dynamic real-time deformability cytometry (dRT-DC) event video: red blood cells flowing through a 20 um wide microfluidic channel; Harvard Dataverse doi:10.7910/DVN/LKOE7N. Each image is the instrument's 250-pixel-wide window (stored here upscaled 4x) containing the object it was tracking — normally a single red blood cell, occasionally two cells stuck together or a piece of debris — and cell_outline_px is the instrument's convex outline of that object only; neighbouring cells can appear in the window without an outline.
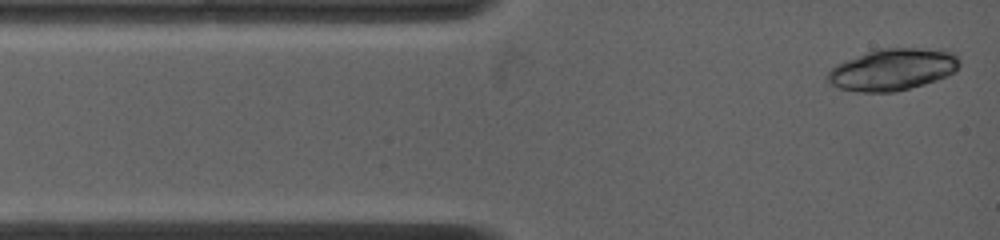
{"species": "common noctule bat (a hibernating species)", "species_latin": "Nyctalus noctula", "temperature_condition": "warm", "stored_images_in_passage": 5, "camera_frame_rate_fps": 4500, "um_per_image_px": 0.085, "animal": {"sex": "female", "body_mass_g": 19.0, "forearm_length_mm": 53.3}, "frame": {"image": 1, "passage_image": 1, "time_ms": 0.0, "image_size_px": [1000, 240], "cell_outline_px": [[960, 64], [952, 72], [936, 80], [924, 84], [896, 92], [856, 92], [836, 88], [824, 76], [836, 64], [876, 48], [948, 48], [956, 52], [960, 60]], "centroid_in_image_um": [75.89, 5.89], "position_along_channel_um": 9.1, "area_um2": 32.6}}